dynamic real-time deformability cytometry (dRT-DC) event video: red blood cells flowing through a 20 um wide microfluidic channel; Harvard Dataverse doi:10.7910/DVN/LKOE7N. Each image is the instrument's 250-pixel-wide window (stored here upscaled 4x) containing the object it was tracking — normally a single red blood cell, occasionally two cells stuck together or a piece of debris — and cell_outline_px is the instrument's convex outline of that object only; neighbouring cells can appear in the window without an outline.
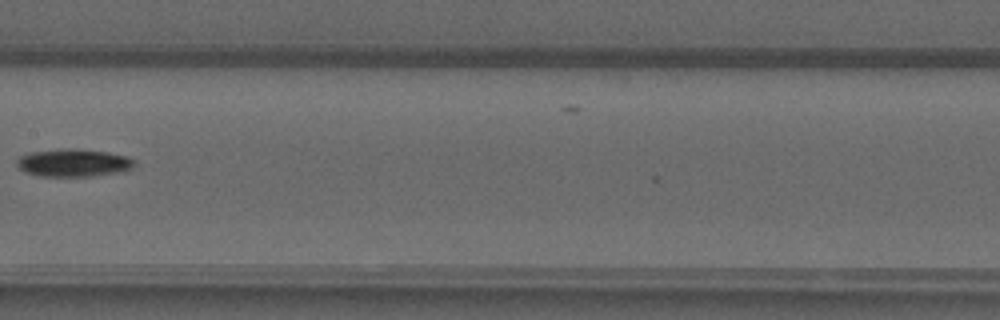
{"species": "common noctule bat (a hibernating species)", "species_latin": "Nyctalus noctula", "temperature_condition": "warm", "stored_images_in_passage": 6, "camera_frame_rate_fps": 3000, "um_per_image_px": 0.085, "animal": {"sex": "male", "forearm_length_mm": 52.5}, "frame": {"image": 1, "passage_image": 6, "time_ms": 6.333, "image_size_px": [1000, 320], "cell_outline_px": [[136, 164], [128, 172], [92, 176], [40, 176], [28, 172], [20, 168], [16, 164], [16, 160], [20, 156], [28, 152], [68, 148], [108, 152], [128, 156], [136, 160]], "centroid_in_image_um": [6.33, 13.84], "position_along_channel_um": 201.1, "area_um2": 19.25}}